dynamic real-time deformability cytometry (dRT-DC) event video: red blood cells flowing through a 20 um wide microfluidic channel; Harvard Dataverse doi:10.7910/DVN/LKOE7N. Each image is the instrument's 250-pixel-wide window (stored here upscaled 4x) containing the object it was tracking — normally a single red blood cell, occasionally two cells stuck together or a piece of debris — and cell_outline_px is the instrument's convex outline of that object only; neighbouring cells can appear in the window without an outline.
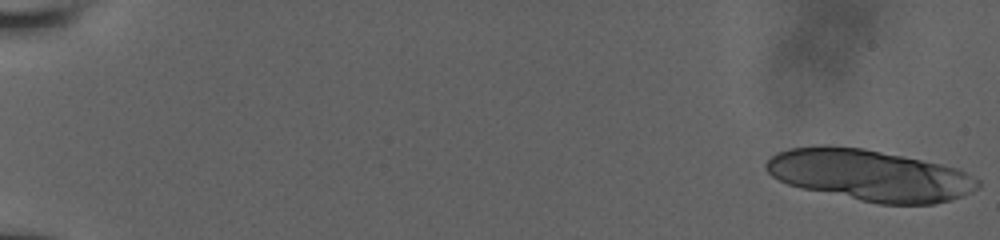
{"species": "human", "species_latin": "Homo sapiens", "temperature_condition": "room temperature", "stored_images_in_passage": 16, "camera_frame_rate_fps": 3000, "um_per_image_px": 0.085, "donor": {"sex": "male"}, "frame": {"image": 1, "passage_image": 1, "time_ms": 0.0, "image_size_px": [1000, 240], "cell_outline_px": [[980, 188], [964, 196], [952, 200], [932, 204], [880, 204], [800, 188], [788, 184], [772, 176], [764, 168], [764, 164], [776, 152], [788, 148], [812, 144], [828, 144], [864, 148], [940, 164], [956, 168], [980, 180]], "centroid_in_image_um": [73.9, 14.88], "position_along_channel_um": 11.1, "area_um2": 63.7}}
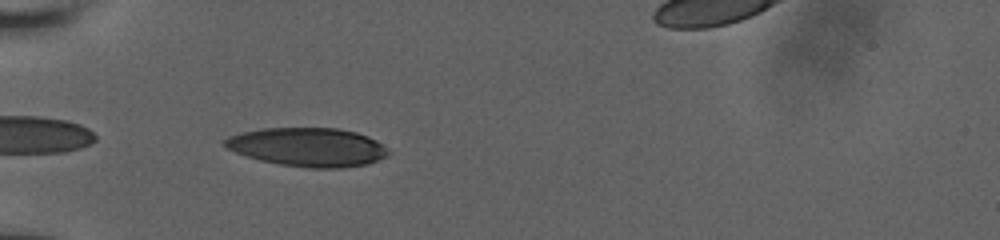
{"frame": {"image": 2, "passage_image": 13, "time_ms": 6.333, "image_size_px": [1000, 240], "cell_outline_px": [[388, 156], [368, 164], [340, 168], [308, 168], [280, 164], [260, 160], [236, 152], [228, 148], [224, 144], [224, 140], [228, 136], [240, 132], [264, 128], [336, 128], [356, 132], [368, 136], [376, 140], [388, 148]], "centroid_in_image_um": [26.19, 12.5], "position_along_channel_um": 58.8, "area_um2": 36.88}}
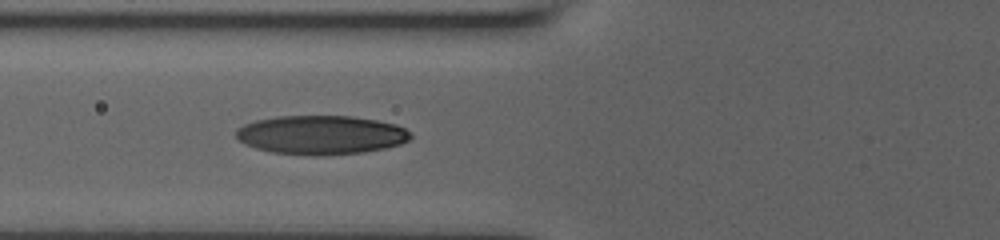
{"frame": {"image": 3, "passage_image": 16, "time_ms": 7.667, "image_size_px": [1000, 240], "cell_outline_px": [[412, 136], [408, 140], [400, 144], [384, 148], [364, 152], [324, 156], [312, 156], [272, 152], [256, 148], [244, 144], [236, 136], [236, 128], [244, 124], [256, 120], [276, 116], [352, 116], [376, 120], [396, 124], [412, 132]], "centroid_in_image_um": [27.29, 11.47], "position_along_channel_um": 98.5, "area_um2": 39.88}}